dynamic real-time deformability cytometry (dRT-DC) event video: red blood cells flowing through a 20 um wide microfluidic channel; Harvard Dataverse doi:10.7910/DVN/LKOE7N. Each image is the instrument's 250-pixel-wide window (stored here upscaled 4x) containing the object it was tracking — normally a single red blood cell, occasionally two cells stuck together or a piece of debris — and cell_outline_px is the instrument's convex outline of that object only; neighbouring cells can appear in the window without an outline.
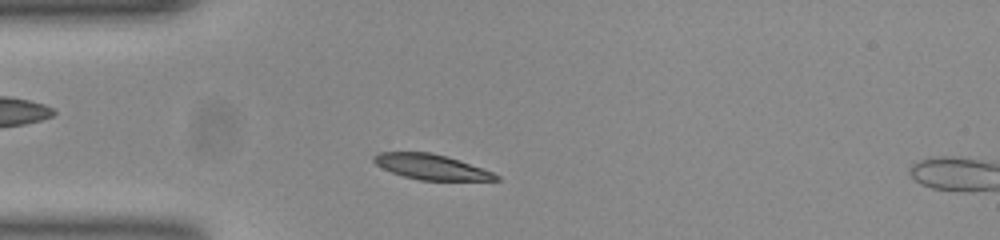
{"species": "common noctule bat (a hibernating species)", "species_latin": "Nyctalus noctula", "temperature_condition": "room temperature", "stored_images_in_passage": 39, "camera_frame_rate_fps": 3000, "um_per_image_px": 0.085, "animal": {"sex": "female", "body_mass_g": 23.0, "forearm_length_mm": 53.4}, "frame": {"image": 1, "passage_image": 5, "time_ms": 1.333, "image_size_px": [1000, 240], "cell_outline_px": [[500, 180], [420, 180], [404, 176], [392, 172], [376, 164], [372, 160], [372, 156], [380, 152], [428, 152], [444, 156], [492, 172], [500, 176]], "centroid_in_image_um": [36.61, 14.19], "position_along_channel_um": 48.4, "area_um2": 17.46}}
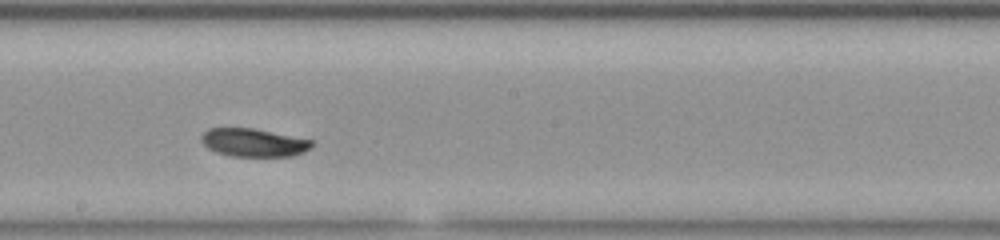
{"frame": {"image": 2, "passage_image": 20, "time_ms": 6.333, "image_size_px": [1000, 240], "cell_outline_px": [[312, 148], [304, 152], [292, 156], [232, 156], [216, 152], [208, 148], [200, 140], [200, 136], [208, 128], [252, 128], [312, 140]], "centroid_in_image_um": [21.54, 12.12], "position_along_channel_um": 226.7, "area_um2": 18.03}}
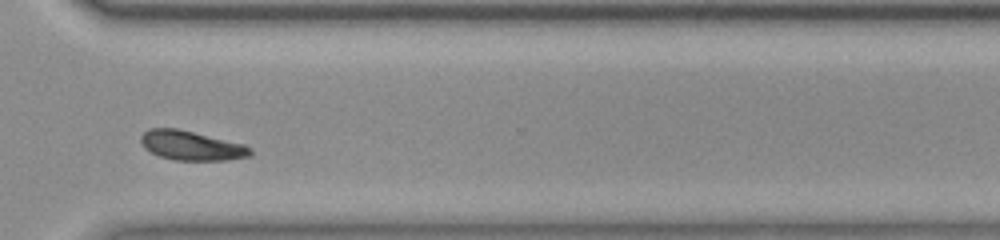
{"frame": {"image": 3, "passage_image": 30, "time_ms": 9.667, "image_size_px": [1000, 240], "cell_outline_px": [[252, 156], [228, 160], [172, 160], [160, 156], [144, 148], [140, 140], [140, 136], [148, 128], [176, 128], [244, 144], [252, 152]], "centroid_in_image_um": [16.24, 12.38], "position_along_channel_um": 354.4, "area_um2": 18.67}, "authors_computed_cell_mechanics": {"area_um2": 18.5538, "velocity_mm_per_s": 3.8158, "shape_relaxation_time_tau1_ms": 1.6765, "shape_relaxation_time_tau2_ms": null, "deformation_change_tau1": 0.0842, "deformation_change_tau2": null}}